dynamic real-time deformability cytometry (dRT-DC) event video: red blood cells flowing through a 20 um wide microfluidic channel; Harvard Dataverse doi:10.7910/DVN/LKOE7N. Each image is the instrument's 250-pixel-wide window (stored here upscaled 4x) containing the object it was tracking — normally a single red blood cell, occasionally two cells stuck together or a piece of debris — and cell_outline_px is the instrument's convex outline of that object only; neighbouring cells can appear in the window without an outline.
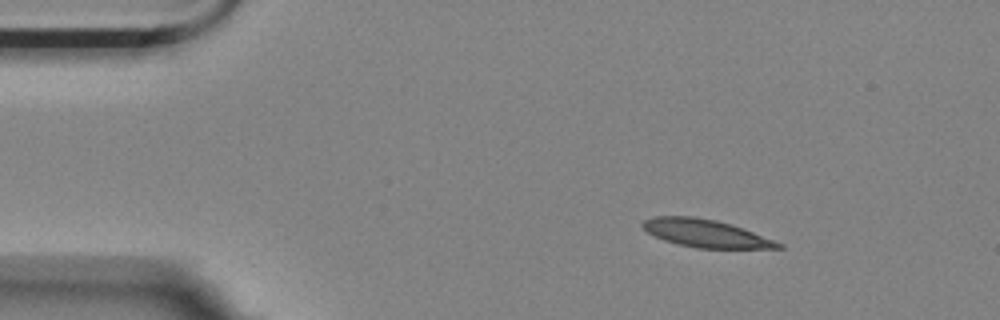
{"species": "Egyptian fruit bat (a non-hibernating species)", "species_latin": "Rousettus aegyptiacus", "temperature_condition": "room temperature", "stored_images_in_passage": 4, "camera_frame_rate_fps": 3000, "um_per_image_px": 0.085, "animal": {"sex": "female"}, "frame": {"image": 1, "passage_image": 2, "time_ms": 0.333, "image_size_px": [1000, 320], "cell_outline_px": [[784, 248], [696, 248], [664, 240], [648, 232], [640, 224], [644, 220], [656, 216], [692, 216], [716, 220], [732, 224], [784, 244]], "centroid_in_image_um": [59.99, 19.83], "position_along_channel_um": 25.0, "area_um2": 21.68}}